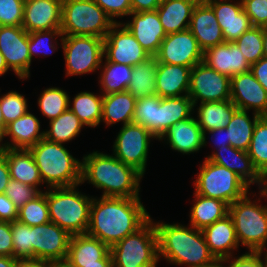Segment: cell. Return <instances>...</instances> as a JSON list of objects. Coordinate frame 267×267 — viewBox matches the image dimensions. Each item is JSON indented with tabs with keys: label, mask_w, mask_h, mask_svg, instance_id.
<instances>
[{
	"label": "cell",
	"mask_w": 267,
	"mask_h": 267,
	"mask_svg": "<svg viewBox=\"0 0 267 267\" xmlns=\"http://www.w3.org/2000/svg\"><path fill=\"white\" fill-rule=\"evenodd\" d=\"M150 218L140 197L93 198L87 234L110 248L138 230Z\"/></svg>",
	"instance_id": "6da1fadb"
},
{
	"label": "cell",
	"mask_w": 267,
	"mask_h": 267,
	"mask_svg": "<svg viewBox=\"0 0 267 267\" xmlns=\"http://www.w3.org/2000/svg\"><path fill=\"white\" fill-rule=\"evenodd\" d=\"M143 175L114 155L94 151L83 156L81 184L85 181L103 189V197H140Z\"/></svg>",
	"instance_id": "7a4b0ae2"
},
{
	"label": "cell",
	"mask_w": 267,
	"mask_h": 267,
	"mask_svg": "<svg viewBox=\"0 0 267 267\" xmlns=\"http://www.w3.org/2000/svg\"><path fill=\"white\" fill-rule=\"evenodd\" d=\"M154 225L159 260L164 257L173 265L187 267H210L217 260L210 252L202 230L178 223L154 222Z\"/></svg>",
	"instance_id": "3957f363"
},
{
	"label": "cell",
	"mask_w": 267,
	"mask_h": 267,
	"mask_svg": "<svg viewBox=\"0 0 267 267\" xmlns=\"http://www.w3.org/2000/svg\"><path fill=\"white\" fill-rule=\"evenodd\" d=\"M29 150L39 169L41 180L48 188L81 184L82 162L73 157L63 144L43 138Z\"/></svg>",
	"instance_id": "277c9868"
},
{
	"label": "cell",
	"mask_w": 267,
	"mask_h": 267,
	"mask_svg": "<svg viewBox=\"0 0 267 267\" xmlns=\"http://www.w3.org/2000/svg\"><path fill=\"white\" fill-rule=\"evenodd\" d=\"M78 186L47 188L50 222L71 235L87 233L93 200L92 196L79 192L76 189Z\"/></svg>",
	"instance_id": "5b68a950"
},
{
	"label": "cell",
	"mask_w": 267,
	"mask_h": 267,
	"mask_svg": "<svg viewBox=\"0 0 267 267\" xmlns=\"http://www.w3.org/2000/svg\"><path fill=\"white\" fill-rule=\"evenodd\" d=\"M115 22L93 0H62V35L105 38Z\"/></svg>",
	"instance_id": "8992f818"
},
{
	"label": "cell",
	"mask_w": 267,
	"mask_h": 267,
	"mask_svg": "<svg viewBox=\"0 0 267 267\" xmlns=\"http://www.w3.org/2000/svg\"><path fill=\"white\" fill-rule=\"evenodd\" d=\"M113 267H157L158 239L150 218L134 233L110 247Z\"/></svg>",
	"instance_id": "52a82bcc"
},
{
	"label": "cell",
	"mask_w": 267,
	"mask_h": 267,
	"mask_svg": "<svg viewBox=\"0 0 267 267\" xmlns=\"http://www.w3.org/2000/svg\"><path fill=\"white\" fill-rule=\"evenodd\" d=\"M257 203L247 194L229 205L237 241L249 251L265 250L267 244V206Z\"/></svg>",
	"instance_id": "ba28073f"
},
{
	"label": "cell",
	"mask_w": 267,
	"mask_h": 267,
	"mask_svg": "<svg viewBox=\"0 0 267 267\" xmlns=\"http://www.w3.org/2000/svg\"><path fill=\"white\" fill-rule=\"evenodd\" d=\"M194 181L195 193L231 205L250 194L249 185L236 173L205 158Z\"/></svg>",
	"instance_id": "9c48e42d"
},
{
	"label": "cell",
	"mask_w": 267,
	"mask_h": 267,
	"mask_svg": "<svg viewBox=\"0 0 267 267\" xmlns=\"http://www.w3.org/2000/svg\"><path fill=\"white\" fill-rule=\"evenodd\" d=\"M66 76L96 72L103 64L104 39L93 36L61 37Z\"/></svg>",
	"instance_id": "30bf717a"
},
{
	"label": "cell",
	"mask_w": 267,
	"mask_h": 267,
	"mask_svg": "<svg viewBox=\"0 0 267 267\" xmlns=\"http://www.w3.org/2000/svg\"><path fill=\"white\" fill-rule=\"evenodd\" d=\"M157 139L145 127L129 123L118 132L113 155L124 164L134 167L142 175L146 172L150 140Z\"/></svg>",
	"instance_id": "8fae6325"
},
{
	"label": "cell",
	"mask_w": 267,
	"mask_h": 267,
	"mask_svg": "<svg viewBox=\"0 0 267 267\" xmlns=\"http://www.w3.org/2000/svg\"><path fill=\"white\" fill-rule=\"evenodd\" d=\"M231 78L208 67L204 62L191 68L188 96L197 102H218L230 99Z\"/></svg>",
	"instance_id": "7c38bea8"
},
{
	"label": "cell",
	"mask_w": 267,
	"mask_h": 267,
	"mask_svg": "<svg viewBox=\"0 0 267 267\" xmlns=\"http://www.w3.org/2000/svg\"><path fill=\"white\" fill-rule=\"evenodd\" d=\"M71 237L53 222L31 226L33 258L49 263L65 262Z\"/></svg>",
	"instance_id": "4fadbf2b"
},
{
	"label": "cell",
	"mask_w": 267,
	"mask_h": 267,
	"mask_svg": "<svg viewBox=\"0 0 267 267\" xmlns=\"http://www.w3.org/2000/svg\"><path fill=\"white\" fill-rule=\"evenodd\" d=\"M104 57L110 62L134 67L151 55L142 48L127 27L118 22L104 38Z\"/></svg>",
	"instance_id": "5bb4252c"
},
{
	"label": "cell",
	"mask_w": 267,
	"mask_h": 267,
	"mask_svg": "<svg viewBox=\"0 0 267 267\" xmlns=\"http://www.w3.org/2000/svg\"><path fill=\"white\" fill-rule=\"evenodd\" d=\"M203 50L189 29L167 34L155 55L157 62L193 67L203 62Z\"/></svg>",
	"instance_id": "9a60e30c"
},
{
	"label": "cell",
	"mask_w": 267,
	"mask_h": 267,
	"mask_svg": "<svg viewBox=\"0 0 267 267\" xmlns=\"http://www.w3.org/2000/svg\"><path fill=\"white\" fill-rule=\"evenodd\" d=\"M29 33L22 26H0V52L19 79L30 76Z\"/></svg>",
	"instance_id": "2e32d148"
},
{
	"label": "cell",
	"mask_w": 267,
	"mask_h": 267,
	"mask_svg": "<svg viewBox=\"0 0 267 267\" xmlns=\"http://www.w3.org/2000/svg\"><path fill=\"white\" fill-rule=\"evenodd\" d=\"M230 100L238 109L267 116V91L251 71L231 77Z\"/></svg>",
	"instance_id": "e0dca14e"
},
{
	"label": "cell",
	"mask_w": 267,
	"mask_h": 267,
	"mask_svg": "<svg viewBox=\"0 0 267 267\" xmlns=\"http://www.w3.org/2000/svg\"><path fill=\"white\" fill-rule=\"evenodd\" d=\"M131 21L124 23L142 48L151 56H155L160 48L166 32L160 22L157 10L131 12Z\"/></svg>",
	"instance_id": "ac0fdd59"
},
{
	"label": "cell",
	"mask_w": 267,
	"mask_h": 267,
	"mask_svg": "<svg viewBox=\"0 0 267 267\" xmlns=\"http://www.w3.org/2000/svg\"><path fill=\"white\" fill-rule=\"evenodd\" d=\"M213 9L225 42L236 41L252 24L243 9L242 1L205 0ZM231 1V2H230Z\"/></svg>",
	"instance_id": "d6986e66"
},
{
	"label": "cell",
	"mask_w": 267,
	"mask_h": 267,
	"mask_svg": "<svg viewBox=\"0 0 267 267\" xmlns=\"http://www.w3.org/2000/svg\"><path fill=\"white\" fill-rule=\"evenodd\" d=\"M62 0H27L22 27L28 32L61 28Z\"/></svg>",
	"instance_id": "ffe728a7"
},
{
	"label": "cell",
	"mask_w": 267,
	"mask_h": 267,
	"mask_svg": "<svg viewBox=\"0 0 267 267\" xmlns=\"http://www.w3.org/2000/svg\"><path fill=\"white\" fill-rule=\"evenodd\" d=\"M189 30L203 52L210 47L225 43L215 13L205 0H199L194 7Z\"/></svg>",
	"instance_id": "44dd1931"
},
{
	"label": "cell",
	"mask_w": 267,
	"mask_h": 267,
	"mask_svg": "<svg viewBox=\"0 0 267 267\" xmlns=\"http://www.w3.org/2000/svg\"><path fill=\"white\" fill-rule=\"evenodd\" d=\"M203 62L215 71L228 77L250 71L248 63L240 49L234 42H225L206 49Z\"/></svg>",
	"instance_id": "7402d4cb"
},
{
	"label": "cell",
	"mask_w": 267,
	"mask_h": 267,
	"mask_svg": "<svg viewBox=\"0 0 267 267\" xmlns=\"http://www.w3.org/2000/svg\"><path fill=\"white\" fill-rule=\"evenodd\" d=\"M207 159L236 173L249 186L256 183L258 186L260 185L259 189L264 186V178L254 168L251 158L246 151L232 146L220 147L214 153L207 156Z\"/></svg>",
	"instance_id": "603a6c76"
},
{
	"label": "cell",
	"mask_w": 267,
	"mask_h": 267,
	"mask_svg": "<svg viewBox=\"0 0 267 267\" xmlns=\"http://www.w3.org/2000/svg\"><path fill=\"white\" fill-rule=\"evenodd\" d=\"M163 139L171 149L183 154L197 152L204 146V133L193 116L171 126L158 140Z\"/></svg>",
	"instance_id": "cb8c5ba5"
},
{
	"label": "cell",
	"mask_w": 267,
	"mask_h": 267,
	"mask_svg": "<svg viewBox=\"0 0 267 267\" xmlns=\"http://www.w3.org/2000/svg\"><path fill=\"white\" fill-rule=\"evenodd\" d=\"M202 232L210 252L217 260L232 257L233 251L239 247L235 227L229 215L205 227Z\"/></svg>",
	"instance_id": "d4e9b609"
},
{
	"label": "cell",
	"mask_w": 267,
	"mask_h": 267,
	"mask_svg": "<svg viewBox=\"0 0 267 267\" xmlns=\"http://www.w3.org/2000/svg\"><path fill=\"white\" fill-rule=\"evenodd\" d=\"M191 67L157 63L156 95L161 98L188 95Z\"/></svg>",
	"instance_id": "484cf974"
},
{
	"label": "cell",
	"mask_w": 267,
	"mask_h": 267,
	"mask_svg": "<svg viewBox=\"0 0 267 267\" xmlns=\"http://www.w3.org/2000/svg\"><path fill=\"white\" fill-rule=\"evenodd\" d=\"M110 248L96 237L85 234L72 235L65 262L71 267L99 264Z\"/></svg>",
	"instance_id": "4316f807"
},
{
	"label": "cell",
	"mask_w": 267,
	"mask_h": 267,
	"mask_svg": "<svg viewBox=\"0 0 267 267\" xmlns=\"http://www.w3.org/2000/svg\"><path fill=\"white\" fill-rule=\"evenodd\" d=\"M40 121L30 112H26L18 119L10 122L3 133V140L10 136V142H5L4 147L10 149L29 150L44 138V131L40 132Z\"/></svg>",
	"instance_id": "83f0119b"
},
{
	"label": "cell",
	"mask_w": 267,
	"mask_h": 267,
	"mask_svg": "<svg viewBox=\"0 0 267 267\" xmlns=\"http://www.w3.org/2000/svg\"><path fill=\"white\" fill-rule=\"evenodd\" d=\"M199 0H162L157 13L166 34L189 29L192 12Z\"/></svg>",
	"instance_id": "f1b7e54d"
},
{
	"label": "cell",
	"mask_w": 267,
	"mask_h": 267,
	"mask_svg": "<svg viewBox=\"0 0 267 267\" xmlns=\"http://www.w3.org/2000/svg\"><path fill=\"white\" fill-rule=\"evenodd\" d=\"M2 154L6 157L11 179L37 189L39 185L43 184L30 150L5 148Z\"/></svg>",
	"instance_id": "f546056e"
},
{
	"label": "cell",
	"mask_w": 267,
	"mask_h": 267,
	"mask_svg": "<svg viewBox=\"0 0 267 267\" xmlns=\"http://www.w3.org/2000/svg\"><path fill=\"white\" fill-rule=\"evenodd\" d=\"M238 107L229 99L218 102L200 103L197 108V121L204 133V146L206 134L209 131L226 127Z\"/></svg>",
	"instance_id": "4dcf8cb0"
},
{
	"label": "cell",
	"mask_w": 267,
	"mask_h": 267,
	"mask_svg": "<svg viewBox=\"0 0 267 267\" xmlns=\"http://www.w3.org/2000/svg\"><path fill=\"white\" fill-rule=\"evenodd\" d=\"M137 99L128 91L103 95L102 120L106 126L132 123Z\"/></svg>",
	"instance_id": "1f68e13d"
},
{
	"label": "cell",
	"mask_w": 267,
	"mask_h": 267,
	"mask_svg": "<svg viewBox=\"0 0 267 267\" xmlns=\"http://www.w3.org/2000/svg\"><path fill=\"white\" fill-rule=\"evenodd\" d=\"M195 202L190 212V225L203 230L229 214V204L219 199L207 198L194 193Z\"/></svg>",
	"instance_id": "d6a6232c"
},
{
	"label": "cell",
	"mask_w": 267,
	"mask_h": 267,
	"mask_svg": "<svg viewBox=\"0 0 267 267\" xmlns=\"http://www.w3.org/2000/svg\"><path fill=\"white\" fill-rule=\"evenodd\" d=\"M157 59L151 56L133 67L127 91L137 100L156 94Z\"/></svg>",
	"instance_id": "836d02e7"
},
{
	"label": "cell",
	"mask_w": 267,
	"mask_h": 267,
	"mask_svg": "<svg viewBox=\"0 0 267 267\" xmlns=\"http://www.w3.org/2000/svg\"><path fill=\"white\" fill-rule=\"evenodd\" d=\"M246 110L237 109L229 124L225 127L227 129L228 140L232 147L246 151L250 146L252 140L253 130L261 117L253 113L251 119Z\"/></svg>",
	"instance_id": "e575fe53"
},
{
	"label": "cell",
	"mask_w": 267,
	"mask_h": 267,
	"mask_svg": "<svg viewBox=\"0 0 267 267\" xmlns=\"http://www.w3.org/2000/svg\"><path fill=\"white\" fill-rule=\"evenodd\" d=\"M69 101V109L81 120L84 126L97 127L102 120L103 95L91 92H80L73 98V105Z\"/></svg>",
	"instance_id": "d590c367"
},
{
	"label": "cell",
	"mask_w": 267,
	"mask_h": 267,
	"mask_svg": "<svg viewBox=\"0 0 267 267\" xmlns=\"http://www.w3.org/2000/svg\"><path fill=\"white\" fill-rule=\"evenodd\" d=\"M100 90L102 95L127 91L133 73V67L125 64L110 62L105 58L104 65H101Z\"/></svg>",
	"instance_id": "8d00e7d4"
},
{
	"label": "cell",
	"mask_w": 267,
	"mask_h": 267,
	"mask_svg": "<svg viewBox=\"0 0 267 267\" xmlns=\"http://www.w3.org/2000/svg\"><path fill=\"white\" fill-rule=\"evenodd\" d=\"M50 129L44 131V138L49 141L64 144L76 138L84 124L68 108L56 119L49 121Z\"/></svg>",
	"instance_id": "74e56055"
},
{
	"label": "cell",
	"mask_w": 267,
	"mask_h": 267,
	"mask_svg": "<svg viewBox=\"0 0 267 267\" xmlns=\"http://www.w3.org/2000/svg\"><path fill=\"white\" fill-rule=\"evenodd\" d=\"M247 153L254 168L265 178L267 176V116H261L258 119Z\"/></svg>",
	"instance_id": "f35d334b"
},
{
	"label": "cell",
	"mask_w": 267,
	"mask_h": 267,
	"mask_svg": "<svg viewBox=\"0 0 267 267\" xmlns=\"http://www.w3.org/2000/svg\"><path fill=\"white\" fill-rule=\"evenodd\" d=\"M69 100L70 97L65 90L49 87L40 94L37 101L42 115L51 121L68 109Z\"/></svg>",
	"instance_id": "ab89813d"
},
{
	"label": "cell",
	"mask_w": 267,
	"mask_h": 267,
	"mask_svg": "<svg viewBox=\"0 0 267 267\" xmlns=\"http://www.w3.org/2000/svg\"><path fill=\"white\" fill-rule=\"evenodd\" d=\"M161 97L152 95L136 101L132 123L145 127L157 138V115Z\"/></svg>",
	"instance_id": "60d3db41"
},
{
	"label": "cell",
	"mask_w": 267,
	"mask_h": 267,
	"mask_svg": "<svg viewBox=\"0 0 267 267\" xmlns=\"http://www.w3.org/2000/svg\"><path fill=\"white\" fill-rule=\"evenodd\" d=\"M19 222L28 226H37L50 222L47 204V191L41 192L34 199L28 201L23 207L18 209Z\"/></svg>",
	"instance_id": "b9f144b4"
},
{
	"label": "cell",
	"mask_w": 267,
	"mask_h": 267,
	"mask_svg": "<svg viewBox=\"0 0 267 267\" xmlns=\"http://www.w3.org/2000/svg\"><path fill=\"white\" fill-rule=\"evenodd\" d=\"M234 43L240 49L250 65L258 62L264 57L262 27L252 26L234 41Z\"/></svg>",
	"instance_id": "7bdbcfd3"
},
{
	"label": "cell",
	"mask_w": 267,
	"mask_h": 267,
	"mask_svg": "<svg viewBox=\"0 0 267 267\" xmlns=\"http://www.w3.org/2000/svg\"><path fill=\"white\" fill-rule=\"evenodd\" d=\"M13 257L15 259H33V244L31 243V226L18 220L11 223Z\"/></svg>",
	"instance_id": "ee69618b"
},
{
	"label": "cell",
	"mask_w": 267,
	"mask_h": 267,
	"mask_svg": "<svg viewBox=\"0 0 267 267\" xmlns=\"http://www.w3.org/2000/svg\"><path fill=\"white\" fill-rule=\"evenodd\" d=\"M63 37L61 29H51V30H44V31H35L29 33L28 36V47L31 60L34 55H43L48 56V54H52L57 47L56 38ZM55 38V40H53ZM55 41V43H53ZM52 51H48V50ZM49 52V53H48Z\"/></svg>",
	"instance_id": "f6af8a7d"
},
{
	"label": "cell",
	"mask_w": 267,
	"mask_h": 267,
	"mask_svg": "<svg viewBox=\"0 0 267 267\" xmlns=\"http://www.w3.org/2000/svg\"><path fill=\"white\" fill-rule=\"evenodd\" d=\"M0 108L4 118V123L18 119L28 111L27 99L16 91H10L0 96Z\"/></svg>",
	"instance_id": "bcb514c9"
},
{
	"label": "cell",
	"mask_w": 267,
	"mask_h": 267,
	"mask_svg": "<svg viewBox=\"0 0 267 267\" xmlns=\"http://www.w3.org/2000/svg\"><path fill=\"white\" fill-rule=\"evenodd\" d=\"M192 112L194 105L188 95L167 97L168 129L178 121L191 117Z\"/></svg>",
	"instance_id": "7dc6e473"
},
{
	"label": "cell",
	"mask_w": 267,
	"mask_h": 267,
	"mask_svg": "<svg viewBox=\"0 0 267 267\" xmlns=\"http://www.w3.org/2000/svg\"><path fill=\"white\" fill-rule=\"evenodd\" d=\"M43 190L36 187L18 182L17 180L10 179L6 186L4 194L14 203L17 209L23 207L28 201L34 199Z\"/></svg>",
	"instance_id": "c3c4849f"
},
{
	"label": "cell",
	"mask_w": 267,
	"mask_h": 267,
	"mask_svg": "<svg viewBox=\"0 0 267 267\" xmlns=\"http://www.w3.org/2000/svg\"><path fill=\"white\" fill-rule=\"evenodd\" d=\"M24 0H0V26H22Z\"/></svg>",
	"instance_id": "681fc988"
},
{
	"label": "cell",
	"mask_w": 267,
	"mask_h": 267,
	"mask_svg": "<svg viewBox=\"0 0 267 267\" xmlns=\"http://www.w3.org/2000/svg\"><path fill=\"white\" fill-rule=\"evenodd\" d=\"M245 13L254 27L267 26V0H241Z\"/></svg>",
	"instance_id": "f907efd6"
},
{
	"label": "cell",
	"mask_w": 267,
	"mask_h": 267,
	"mask_svg": "<svg viewBox=\"0 0 267 267\" xmlns=\"http://www.w3.org/2000/svg\"><path fill=\"white\" fill-rule=\"evenodd\" d=\"M99 5L107 15L112 19L113 22L118 23L114 20V17L122 18L123 16H129L132 12L130 0H93Z\"/></svg>",
	"instance_id": "816d5d0a"
},
{
	"label": "cell",
	"mask_w": 267,
	"mask_h": 267,
	"mask_svg": "<svg viewBox=\"0 0 267 267\" xmlns=\"http://www.w3.org/2000/svg\"><path fill=\"white\" fill-rule=\"evenodd\" d=\"M261 258V251H248L238 257L233 258L232 256L226 259V262L230 263L232 267H264Z\"/></svg>",
	"instance_id": "f5cc1de1"
},
{
	"label": "cell",
	"mask_w": 267,
	"mask_h": 267,
	"mask_svg": "<svg viewBox=\"0 0 267 267\" xmlns=\"http://www.w3.org/2000/svg\"><path fill=\"white\" fill-rule=\"evenodd\" d=\"M11 223L0 221V256L13 257Z\"/></svg>",
	"instance_id": "db71d44e"
},
{
	"label": "cell",
	"mask_w": 267,
	"mask_h": 267,
	"mask_svg": "<svg viewBox=\"0 0 267 267\" xmlns=\"http://www.w3.org/2000/svg\"><path fill=\"white\" fill-rule=\"evenodd\" d=\"M18 219V209L4 193L0 194V221L10 222Z\"/></svg>",
	"instance_id": "11a10c76"
},
{
	"label": "cell",
	"mask_w": 267,
	"mask_h": 267,
	"mask_svg": "<svg viewBox=\"0 0 267 267\" xmlns=\"http://www.w3.org/2000/svg\"><path fill=\"white\" fill-rule=\"evenodd\" d=\"M168 130L167 97L162 98L158 105L157 139Z\"/></svg>",
	"instance_id": "9f6ffc18"
},
{
	"label": "cell",
	"mask_w": 267,
	"mask_h": 267,
	"mask_svg": "<svg viewBox=\"0 0 267 267\" xmlns=\"http://www.w3.org/2000/svg\"><path fill=\"white\" fill-rule=\"evenodd\" d=\"M251 73L267 91V58L262 57L258 62L251 65Z\"/></svg>",
	"instance_id": "6f0895ef"
},
{
	"label": "cell",
	"mask_w": 267,
	"mask_h": 267,
	"mask_svg": "<svg viewBox=\"0 0 267 267\" xmlns=\"http://www.w3.org/2000/svg\"><path fill=\"white\" fill-rule=\"evenodd\" d=\"M132 12L154 11L162 0H130Z\"/></svg>",
	"instance_id": "680465c9"
},
{
	"label": "cell",
	"mask_w": 267,
	"mask_h": 267,
	"mask_svg": "<svg viewBox=\"0 0 267 267\" xmlns=\"http://www.w3.org/2000/svg\"><path fill=\"white\" fill-rule=\"evenodd\" d=\"M208 134H211L213 138L212 141L214 144L216 143V149L220 147L225 148V146H231L227 136V129L225 127L209 131Z\"/></svg>",
	"instance_id": "91938a15"
},
{
	"label": "cell",
	"mask_w": 267,
	"mask_h": 267,
	"mask_svg": "<svg viewBox=\"0 0 267 267\" xmlns=\"http://www.w3.org/2000/svg\"><path fill=\"white\" fill-rule=\"evenodd\" d=\"M11 179L6 157L0 154V194L5 192L6 186Z\"/></svg>",
	"instance_id": "94428289"
},
{
	"label": "cell",
	"mask_w": 267,
	"mask_h": 267,
	"mask_svg": "<svg viewBox=\"0 0 267 267\" xmlns=\"http://www.w3.org/2000/svg\"><path fill=\"white\" fill-rule=\"evenodd\" d=\"M15 267H52V263L38 259H15Z\"/></svg>",
	"instance_id": "6125c7cd"
},
{
	"label": "cell",
	"mask_w": 267,
	"mask_h": 267,
	"mask_svg": "<svg viewBox=\"0 0 267 267\" xmlns=\"http://www.w3.org/2000/svg\"><path fill=\"white\" fill-rule=\"evenodd\" d=\"M82 267H113L110 251L99 260V264L82 265Z\"/></svg>",
	"instance_id": "be15d7a7"
},
{
	"label": "cell",
	"mask_w": 267,
	"mask_h": 267,
	"mask_svg": "<svg viewBox=\"0 0 267 267\" xmlns=\"http://www.w3.org/2000/svg\"><path fill=\"white\" fill-rule=\"evenodd\" d=\"M0 267H15V258L0 256Z\"/></svg>",
	"instance_id": "e7e4bbea"
},
{
	"label": "cell",
	"mask_w": 267,
	"mask_h": 267,
	"mask_svg": "<svg viewBox=\"0 0 267 267\" xmlns=\"http://www.w3.org/2000/svg\"><path fill=\"white\" fill-rule=\"evenodd\" d=\"M262 34H263V53L264 57L267 58V26L262 27Z\"/></svg>",
	"instance_id": "03108f58"
},
{
	"label": "cell",
	"mask_w": 267,
	"mask_h": 267,
	"mask_svg": "<svg viewBox=\"0 0 267 267\" xmlns=\"http://www.w3.org/2000/svg\"><path fill=\"white\" fill-rule=\"evenodd\" d=\"M9 70L3 55L0 52V76L5 74Z\"/></svg>",
	"instance_id": "003e7915"
},
{
	"label": "cell",
	"mask_w": 267,
	"mask_h": 267,
	"mask_svg": "<svg viewBox=\"0 0 267 267\" xmlns=\"http://www.w3.org/2000/svg\"><path fill=\"white\" fill-rule=\"evenodd\" d=\"M224 263H226V260H216L210 267H226L224 266ZM227 267H232V265L229 263Z\"/></svg>",
	"instance_id": "a7ac6f4b"
},
{
	"label": "cell",
	"mask_w": 267,
	"mask_h": 267,
	"mask_svg": "<svg viewBox=\"0 0 267 267\" xmlns=\"http://www.w3.org/2000/svg\"><path fill=\"white\" fill-rule=\"evenodd\" d=\"M6 124L4 123V118L1 112V108H0V132L3 134L6 130Z\"/></svg>",
	"instance_id": "89a4df30"
},
{
	"label": "cell",
	"mask_w": 267,
	"mask_h": 267,
	"mask_svg": "<svg viewBox=\"0 0 267 267\" xmlns=\"http://www.w3.org/2000/svg\"><path fill=\"white\" fill-rule=\"evenodd\" d=\"M52 267H71L66 262H55L52 263Z\"/></svg>",
	"instance_id": "2644e50d"
},
{
	"label": "cell",
	"mask_w": 267,
	"mask_h": 267,
	"mask_svg": "<svg viewBox=\"0 0 267 267\" xmlns=\"http://www.w3.org/2000/svg\"><path fill=\"white\" fill-rule=\"evenodd\" d=\"M266 250V252L264 251V250H262L261 251V255H263L264 256V258H263V266L264 267H267V248L265 249ZM263 253V254H262ZM265 253V254H264Z\"/></svg>",
	"instance_id": "8c879c8a"
},
{
	"label": "cell",
	"mask_w": 267,
	"mask_h": 267,
	"mask_svg": "<svg viewBox=\"0 0 267 267\" xmlns=\"http://www.w3.org/2000/svg\"><path fill=\"white\" fill-rule=\"evenodd\" d=\"M3 142V134L0 132V154L4 151L5 147L4 144L1 143Z\"/></svg>",
	"instance_id": "753ad0ef"
},
{
	"label": "cell",
	"mask_w": 267,
	"mask_h": 267,
	"mask_svg": "<svg viewBox=\"0 0 267 267\" xmlns=\"http://www.w3.org/2000/svg\"><path fill=\"white\" fill-rule=\"evenodd\" d=\"M259 192L261 197H267V188H262Z\"/></svg>",
	"instance_id": "34e18365"
},
{
	"label": "cell",
	"mask_w": 267,
	"mask_h": 267,
	"mask_svg": "<svg viewBox=\"0 0 267 267\" xmlns=\"http://www.w3.org/2000/svg\"><path fill=\"white\" fill-rule=\"evenodd\" d=\"M262 188H267V176L264 178V186Z\"/></svg>",
	"instance_id": "11e5206c"
}]
</instances>
